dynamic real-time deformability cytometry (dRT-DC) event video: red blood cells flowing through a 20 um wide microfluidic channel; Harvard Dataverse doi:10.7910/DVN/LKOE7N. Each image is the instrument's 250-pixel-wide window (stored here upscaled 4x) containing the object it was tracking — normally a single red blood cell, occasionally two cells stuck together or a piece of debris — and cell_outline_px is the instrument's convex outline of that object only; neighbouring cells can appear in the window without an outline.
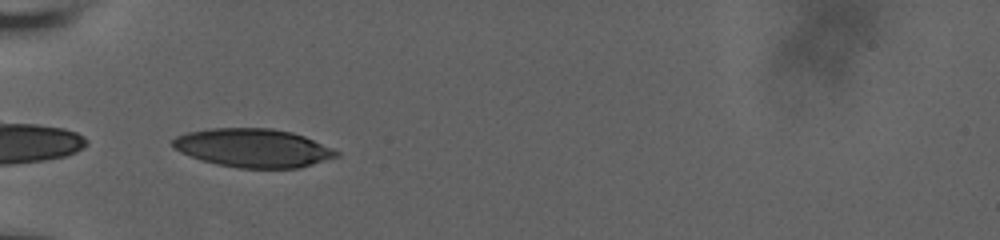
{"species": "human", "species_latin": "Homo sapiens", "temperature_condition": "room temperature", "stored_images_in_passage": 38, "camera_frame_rate_fps": 3000, "um_per_image_px": 0.085, "donor": {"sex": "male"}, "frame": {"image": 1, "passage_image": 1, "time_ms": 0.0, "image_size_px": [1000, 240], "cell_outline_px": [[340, 156], [300, 168], [240, 168], [220, 164], [204, 160], [180, 152], [172, 148], [172, 140], [176, 136], [188, 132], [212, 128], [272, 128], [292, 132], [304, 136], [332, 148], [340, 152]], "centroid_in_image_um": [21.54, 12.57], "position_along_channel_um": 63.5, "area_um2": 36.65}}
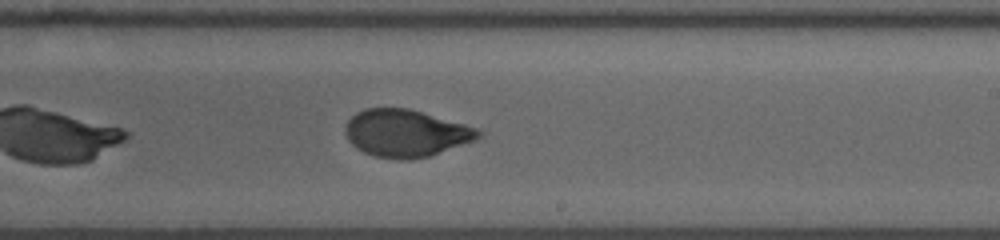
{"frame": {"image": 2, "passage_image": 17, "time_ms": 5.333, "image_size_px": [1000, 240], "cell_outline_px": [[484, 132], [476, 140], [428, 156], [412, 160], [396, 160], [376, 156], [364, 152], [356, 148], [348, 140], [344, 132], [344, 128], [348, 120], [356, 112], [364, 108], [408, 108], [464, 124], [476, 128]], "centroid_in_image_um": [34.47, 11.32], "position_along_channel_um": 254.5, "area_um2": 36.7}}
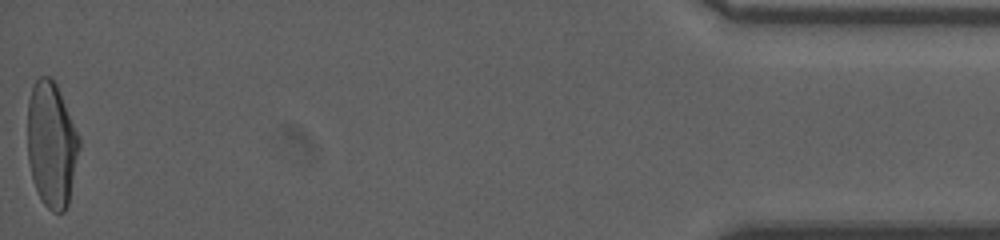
{"frame": {"image": 3, "passage_image": 38, "time_ms": 12.333, "image_size_px": [1000, 240], "cell_outline_px": [[80, 148], [68, 204], [64, 212], [52, 212], [40, 200], [32, 180], [28, 160], [28, 100], [32, 84], [40, 76], [52, 76], [56, 80], [80, 136]], "centroid_in_image_um": [4.39, 12.24], "position_along_channel_um": 430.8, "area_um2": 38.55}, "authors_computed_cell_mechanics": {"area_um2": 37.1654, "velocity_mm_per_s": 3.7359, "shape_relaxation_time_tau1_ms": 4.7649, "shape_relaxation_time_tau2_ms": 0.7029, "deformation_change_tau1": 0.1874, "deformation_change_tau2": 0.0476}}